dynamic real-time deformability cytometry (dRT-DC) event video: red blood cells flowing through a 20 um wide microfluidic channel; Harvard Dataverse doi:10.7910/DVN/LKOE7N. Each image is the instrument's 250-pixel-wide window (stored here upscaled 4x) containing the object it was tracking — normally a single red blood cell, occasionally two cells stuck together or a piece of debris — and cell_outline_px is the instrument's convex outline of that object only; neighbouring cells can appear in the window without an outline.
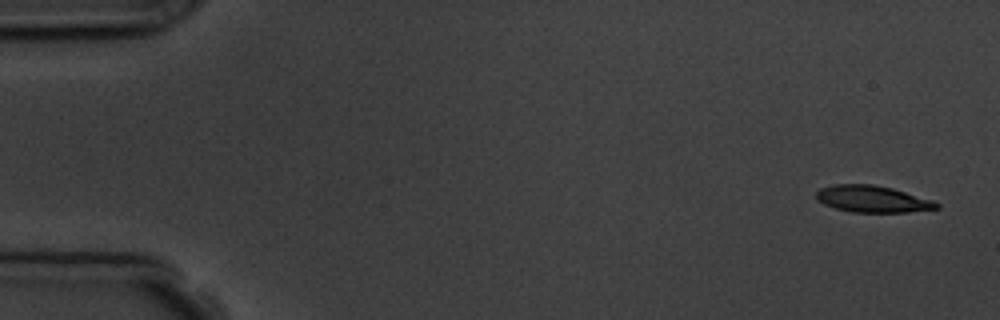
{"species": "common noctule bat (a hibernating species)", "species_latin": "Nyctalus noctula", "temperature_condition": "room temperature", "stored_images_in_passage": 4, "camera_frame_rate_fps": 3000, "um_per_image_px": 0.085, "animal": {"sex": "male", "body_mass_g": 19.5, "forearm_length_mm": 54.6}, "frame": {"image": 1, "passage_image": 1, "time_ms": 0.0, "image_size_px": [1000, 320], "cell_outline_px": [[940, 208], [908, 212], [852, 212], [836, 208], [824, 204], [816, 200], [816, 192], [820, 188], [836, 184], [872, 184], [892, 188], [932, 200], [940, 204]], "centroid_in_image_um": [74.15, 16.91], "position_along_channel_um": 10.9, "area_um2": 18.67}}
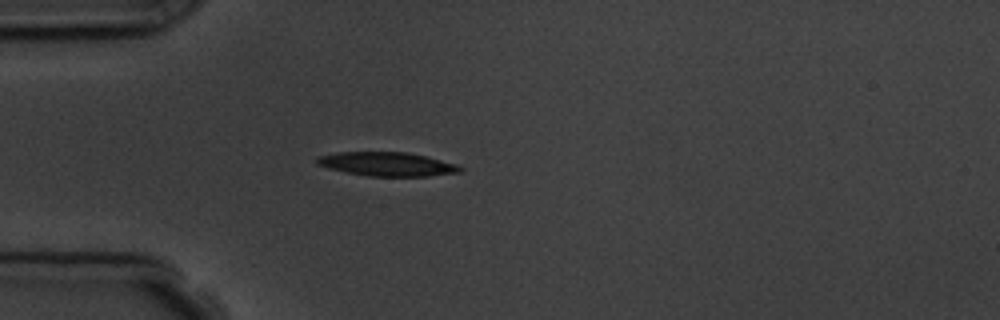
{"frame": {"image": 2, "passage_image": 4, "time_ms": 4.333, "image_size_px": [1000, 320], "cell_outline_px": [[464, 168], [460, 172], [428, 176], [368, 176], [328, 168], [316, 164], [316, 156], [336, 152], [408, 152], [456, 164]], "centroid_in_image_um": [32.87, 13.94], "position_along_channel_um": 52.1, "area_um2": 19.83}}